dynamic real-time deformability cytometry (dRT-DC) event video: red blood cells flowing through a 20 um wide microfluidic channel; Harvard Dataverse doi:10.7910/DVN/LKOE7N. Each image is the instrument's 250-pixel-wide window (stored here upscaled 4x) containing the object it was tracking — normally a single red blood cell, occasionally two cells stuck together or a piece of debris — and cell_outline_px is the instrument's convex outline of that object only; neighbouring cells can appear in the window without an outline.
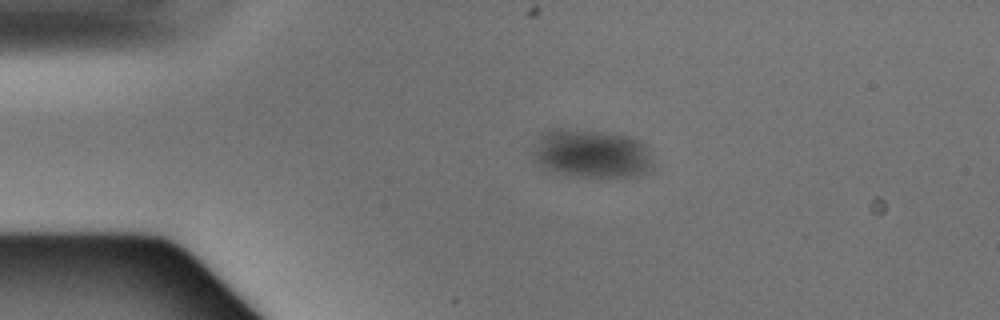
{"species": "Egyptian fruit bat (a non-hibernating species)", "species_latin": "Rousettus aegyptiacus", "temperature_condition": "warm", "stored_images_in_passage": 3, "camera_frame_rate_fps": 3000, "um_per_image_px": 0.085, "animal": {"sex": "male"}, "frame": {"image": 1, "passage_image": 2, "time_ms": 0.333, "image_size_px": [1000, 320], "cell_outline_px": [[652, 168], [640, 176], [568, 176], [544, 168], [532, 156], [532, 152], [540, 132], [548, 128], [564, 128], [600, 132], [624, 136], [636, 140], [644, 144], [652, 164]], "centroid_in_image_um": [50.19, 13.05], "position_along_channel_um": 34.8, "area_um2": 33.7}}